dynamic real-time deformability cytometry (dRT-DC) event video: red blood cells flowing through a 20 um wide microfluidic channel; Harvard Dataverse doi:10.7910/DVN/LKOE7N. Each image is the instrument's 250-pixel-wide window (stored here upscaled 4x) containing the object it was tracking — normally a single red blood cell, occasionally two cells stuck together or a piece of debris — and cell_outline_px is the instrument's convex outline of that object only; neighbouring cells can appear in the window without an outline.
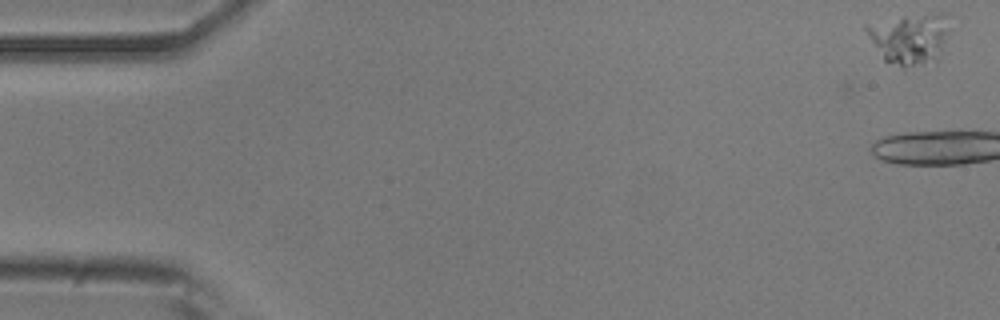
{"species": "common noctule bat (a hibernating species)", "species_latin": "Nyctalus noctula", "temperature_condition": "room temperature", "stored_images_in_passage": 4, "camera_frame_rate_fps": 3000, "um_per_image_px": 0.085, "animal": {"sex": "male", "body_mass_g": 20.5, "forearm_length_mm": 52.5}, "frame": {"image": 1, "passage_image": 1, "time_ms": 0.0, "image_size_px": [1000, 320], "cell_outline_px": [[948, 32], [936, 64], [904, 72], [884, 60], [868, 36], [864, 28], [864, 24], [904, 16], [940, 12], [948, 12]], "centroid_in_image_um": [77.35, 3.35], "position_along_channel_um": 7.6, "area_um2": 25.78}}